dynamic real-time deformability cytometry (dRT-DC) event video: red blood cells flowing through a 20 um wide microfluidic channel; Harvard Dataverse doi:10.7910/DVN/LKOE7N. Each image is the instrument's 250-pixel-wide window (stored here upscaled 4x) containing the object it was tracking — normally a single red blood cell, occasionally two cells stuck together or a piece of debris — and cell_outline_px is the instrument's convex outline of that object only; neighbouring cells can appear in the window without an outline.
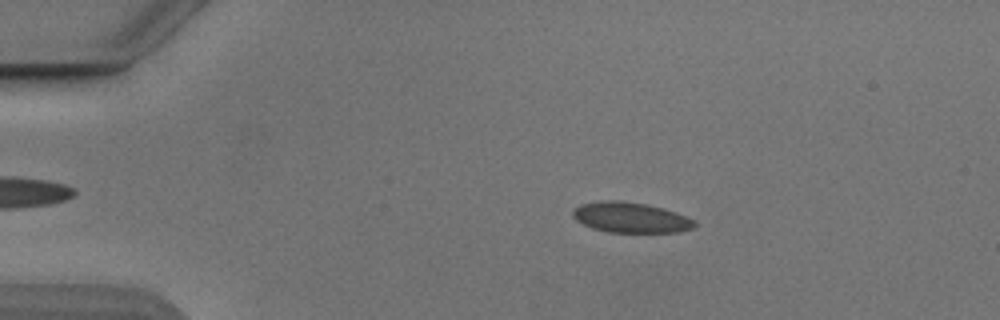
{"species": "Egyptian fruit bat (a non-hibernating species)", "species_latin": "Rousettus aegyptiacus", "temperature_condition": "cold", "stored_images_in_passage": 54, "camera_frame_rate_fps": 3000, "um_per_image_px": 0.085, "animal": {"sex": "male"}, "frame": {"image": 1, "passage_image": 11, "time_ms": 3.333, "image_size_px": [1000, 320], "cell_outline_px": [[696, 224], [692, 228], [680, 232], [608, 232], [592, 228], [576, 220], [572, 216], [572, 212], [580, 204], [600, 200], [620, 200], [644, 204], [664, 208], [676, 212], [696, 220]], "centroid_in_image_um": [53.61, 18.48], "position_along_channel_um": 31.4, "area_um2": 21.62}}
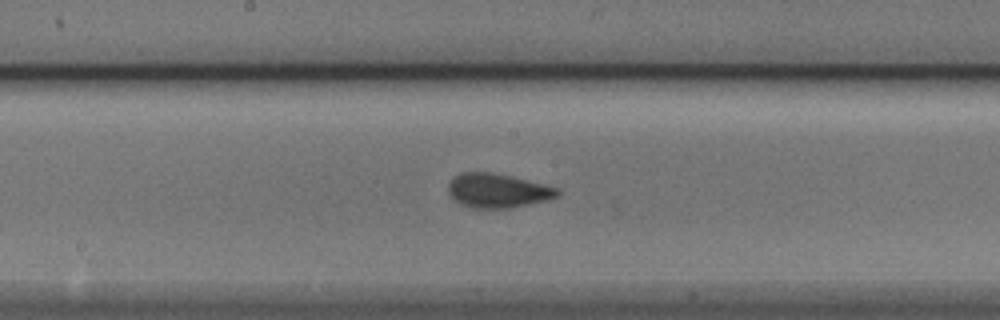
{"frame": {"image": 2, "passage_image": 29, "time_ms": 9.333, "image_size_px": [1000, 320], "cell_outline_px": [[560, 196], [548, 200], [512, 208], [468, 208], [460, 204], [448, 192], [448, 184], [460, 172], [492, 172], [560, 188]], "centroid_in_image_um": [42.33, 16.22], "position_along_channel_um": 205.9, "area_um2": 21.79}}
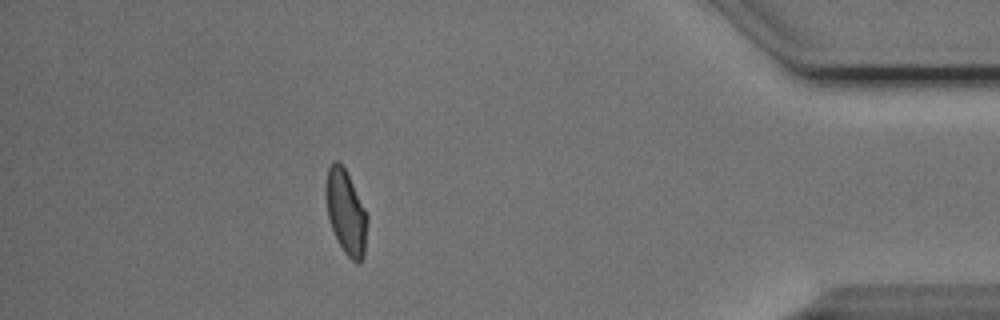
{"frame": {"image": 3, "passage_image": 48, "time_ms": 15.667, "image_size_px": [1000, 320], "cell_outline_px": [[368, 220], [364, 256], [356, 264], [344, 252], [332, 228], [328, 216], [324, 192], [324, 184], [328, 168], [332, 160], [336, 160], [344, 168], [368, 216]], "centroid_in_image_um": [29.38, 18.02], "position_along_channel_um": 405.8, "area_um2": 20.17}, "authors_computed_cell_mechanics": {"area_um2": 21.3571, "velocity_mm_per_s": 3.867, "shape_relaxation_time_tau1_ms": 6.2104, "shape_relaxation_time_tau2_ms": 0.8094, "deformation_change_tau1": 0.1144, "deformation_change_tau2": 0.0535}}